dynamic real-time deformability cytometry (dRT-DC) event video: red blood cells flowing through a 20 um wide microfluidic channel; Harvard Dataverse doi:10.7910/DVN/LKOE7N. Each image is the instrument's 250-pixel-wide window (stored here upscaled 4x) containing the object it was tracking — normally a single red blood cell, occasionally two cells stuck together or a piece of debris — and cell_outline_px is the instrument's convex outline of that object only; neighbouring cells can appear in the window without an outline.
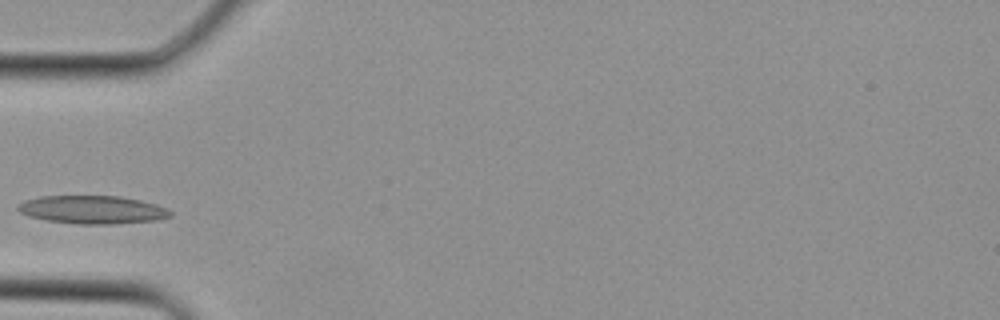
{"species": "Egyptian fruit bat (a non-hibernating species)", "species_latin": "Rousettus aegyptiacus", "temperature_condition": "cold", "stored_images_in_passage": 2, "camera_frame_rate_fps": 3000, "um_per_image_px": 0.085, "animal": {"sex": "female"}, "frame": {"image": 1, "passage_image": 2, "time_ms": 0.333, "image_size_px": [1000, 320], "cell_outline_px": [[172, 216], [156, 220], [116, 224], [76, 224], [48, 220], [28, 216], [20, 212], [16, 208], [16, 204], [24, 200], [40, 196], [120, 196], [140, 200], [156, 204], [168, 208], [172, 212]], "centroid_in_image_um": [7.85, 17.82], "position_along_channel_um": 77.1, "area_um2": 25.2}}